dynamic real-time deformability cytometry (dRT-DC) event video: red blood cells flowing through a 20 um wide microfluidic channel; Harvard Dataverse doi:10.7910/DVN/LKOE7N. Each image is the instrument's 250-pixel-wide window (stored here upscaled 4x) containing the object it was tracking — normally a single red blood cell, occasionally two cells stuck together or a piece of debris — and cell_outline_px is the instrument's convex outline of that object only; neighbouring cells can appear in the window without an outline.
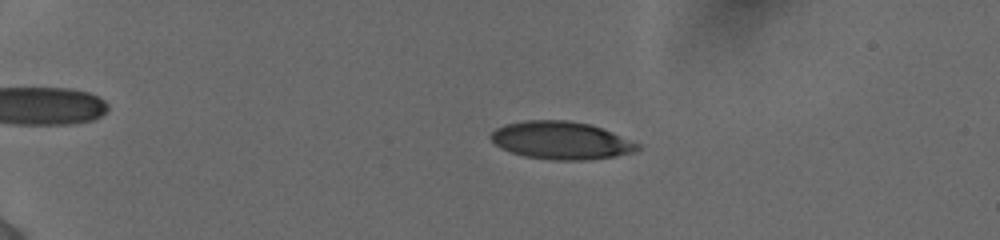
{"species": "human", "species_latin": "Homo sapiens", "temperature_condition": "cold", "stored_images_in_passage": 43, "camera_frame_rate_fps": 3000, "um_per_image_px": 0.085, "donor": {"sex": "female"}, "frame": {"image": 1, "passage_image": 1, "time_ms": 0.0, "image_size_px": [1000, 240], "cell_outline_px": [[640, 148], [636, 152], [616, 156], [584, 160], [552, 160], [524, 156], [500, 148], [488, 136], [496, 128], [504, 124], [524, 120], [568, 120], [588, 124], [612, 132], [640, 144]], "centroid_in_image_um": [47.68, 11.93], "position_along_channel_um": 37.3, "area_um2": 32.31}}
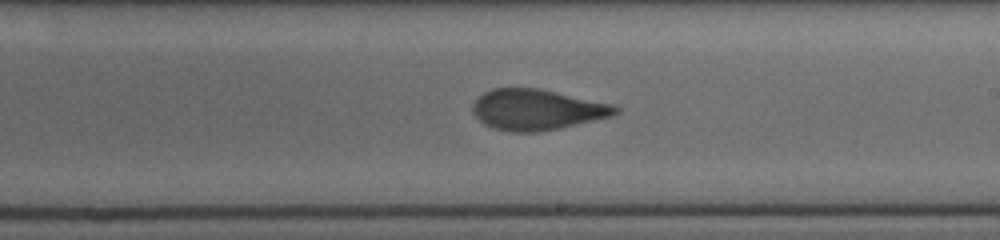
{"frame": {"image": 2, "passage_image": 23, "time_ms": 7.333, "image_size_px": [1000, 240], "cell_outline_px": [[620, 112], [612, 116], [556, 128], [536, 132], [512, 132], [492, 128], [484, 124], [472, 112], [472, 104], [484, 92], [492, 88], [536, 88], [612, 104], [620, 108]], "centroid_in_image_um": [45.6, 9.32], "position_along_channel_um": 243.4, "area_um2": 33.41}}
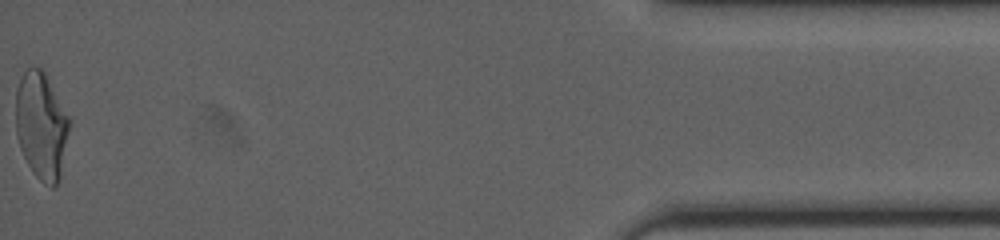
{"frame": {"image": 3, "passage_image": 43, "time_ms": 14.0, "image_size_px": [1000, 240], "cell_outline_px": [[72, 120], [60, 176], [56, 184], [52, 188], [44, 184], [32, 172], [20, 148], [16, 132], [16, 88], [24, 72], [28, 68], [40, 68], [44, 72]], "centroid_in_image_um": [3.54, 10.7], "position_along_channel_um": 431.7, "area_um2": 33.52}, "authors_computed_cell_mechanics": {"area_um2": 33.6974, "velocity_mm_per_s": 3.8877, "shape_relaxation_time_tau1_ms": 9.3613, "shape_relaxation_time_tau2_ms": 1.2501, "deformation_change_tau1": 0.2718, "deformation_change_tau2": 0.0981}}